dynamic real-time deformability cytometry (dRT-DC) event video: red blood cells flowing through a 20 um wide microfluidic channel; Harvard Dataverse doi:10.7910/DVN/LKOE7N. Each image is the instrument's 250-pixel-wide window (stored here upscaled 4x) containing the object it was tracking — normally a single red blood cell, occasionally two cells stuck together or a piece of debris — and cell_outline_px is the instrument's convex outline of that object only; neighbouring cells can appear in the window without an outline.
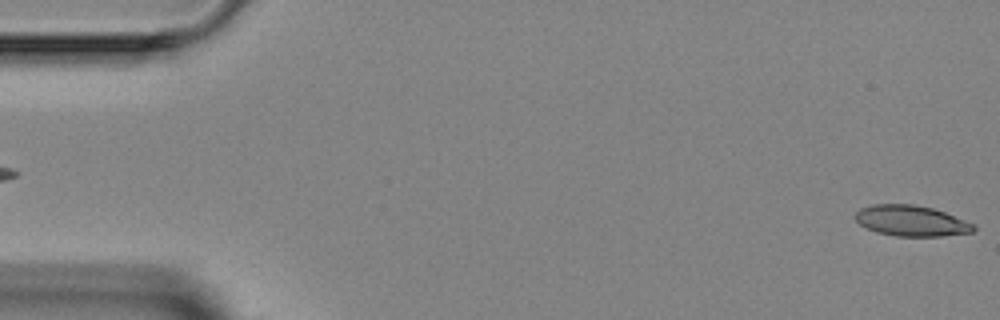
{"species": "Egyptian fruit bat (a non-hibernating species)", "species_latin": "Rousettus aegyptiacus", "temperature_condition": "room temperature", "stored_images_in_passage": 4, "segment_of_instrument_passage": [2, 2], "camera_frame_rate_fps": 3000, "um_per_image_px": 0.085, "animal": {"sex": "female"}, "frame": {"image": 1, "passage_image": 4, "time_ms": 5.0, "image_size_px": [1000, 320], "cell_outline_px": [[976, 228], [972, 232], [940, 236], [896, 236], [876, 232], [860, 224], [852, 216], [860, 208], [872, 204], [912, 204], [932, 208], [944, 212], [976, 224]], "centroid_in_image_um": [77.44, 18.76], "position_along_channel_um": 7.6, "area_um2": 21.21}}